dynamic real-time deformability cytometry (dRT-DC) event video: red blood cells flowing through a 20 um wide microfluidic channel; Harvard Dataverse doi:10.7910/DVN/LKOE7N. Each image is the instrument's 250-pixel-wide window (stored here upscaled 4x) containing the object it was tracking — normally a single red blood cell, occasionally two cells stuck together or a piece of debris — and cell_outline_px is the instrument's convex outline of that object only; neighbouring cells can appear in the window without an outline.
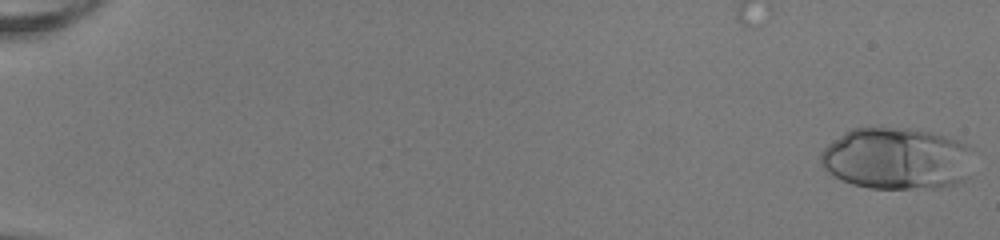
{"species": "human", "species_latin": "Homo sapiens", "temperature_condition": "room temperature", "stored_images_in_passage": 49, "camera_frame_rate_fps": 3000, "um_per_image_px": 0.085, "donor": {"sex": "female"}, "frame": {"image": 1, "passage_image": 1, "time_ms": 0.0, "image_size_px": [1000, 240], "cell_outline_px": [[972, 148], [968, 176], [964, 180], [956, 184], [940, 188], [868, 188], [852, 184], [828, 172], [820, 164], [820, 156], [824, 148], [828, 144], [844, 132], [852, 128], [908, 128], [932, 132], [960, 140], [968, 144]], "centroid_in_image_um": [76.25, 13.47], "position_along_channel_um": 8.7, "area_um2": 55.37}}
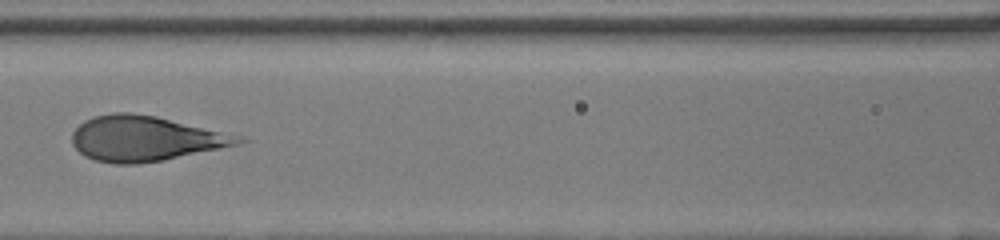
{"frame": {"image": 2, "passage_image": 26, "time_ms": 8.333, "image_size_px": [1000, 240], "cell_outline_px": [[252, 140], [240, 144], [164, 160], [136, 164], [116, 164], [96, 160], [84, 156], [72, 144], [72, 132], [84, 120], [92, 116], [112, 112], [132, 112], [156, 116], [244, 136]], "centroid_in_image_um": [12.37, 11.76], "position_along_channel_um": 154.2, "area_um2": 44.1}}
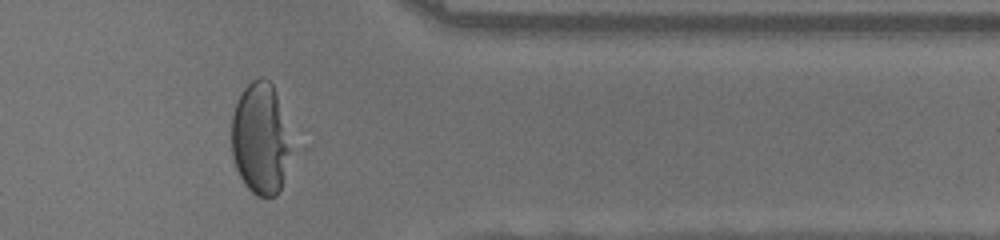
{"frame": {"image": 3, "passage_image": 44, "time_ms": 14.333, "image_size_px": [1000, 240], "cell_outline_px": [[292, 148], [280, 188], [276, 196], [256, 196], [244, 184], [236, 168], [232, 156], [232, 116], [236, 100], [244, 88], [252, 80], [260, 76], [264, 76], [272, 84], [276, 96]], "centroid_in_image_um": [22.1, 11.79], "position_along_channel_um": 389.3, "area_um2": 38.32}, "authors_computed_cell_mechanics": {"area_um2": 44.9684, "velocity_mm_per_s": 4.0389, "shape_relaxation_time_tau1_ms": 4.1267, "shape_relaxation_time_tau2_ms": null, "deformation_change_tau1": 0.2461, "deformation_change_tau2": null}}